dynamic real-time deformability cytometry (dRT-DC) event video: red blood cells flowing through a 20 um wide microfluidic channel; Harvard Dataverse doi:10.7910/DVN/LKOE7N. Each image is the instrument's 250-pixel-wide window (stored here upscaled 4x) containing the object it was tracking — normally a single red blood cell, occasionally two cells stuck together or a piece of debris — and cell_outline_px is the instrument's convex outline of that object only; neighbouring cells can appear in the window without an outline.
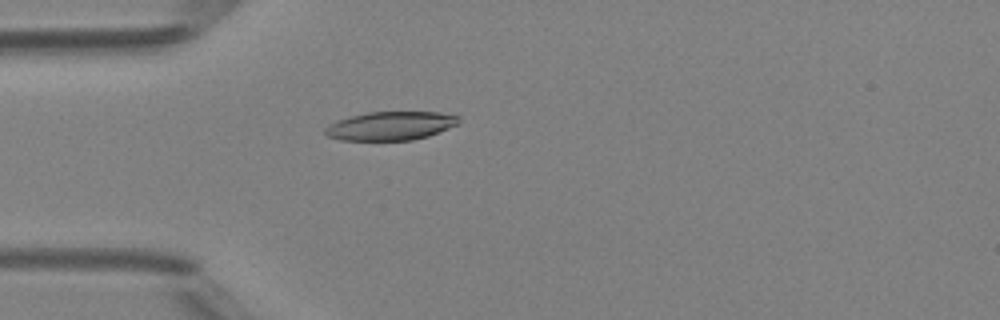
{"species": "Egyptian fruit bat (a non-hibernating species)", "species_latin": "Rousettus aegyptiacus", "temperature_condition": "room temperature", "stored_images_in_passage": 49, "camera_frame_rate_fps": 3000, "um_per_image_px": 0.085, "animal": {"sex": "female"}, "frame": {"image": 1, "passage_image": 14, "time_ms": 4.333, "image_size_px": [1000, 320], "cell_outline_px": [[460, 124], [428, 136], [412, 140], [340, 140], [328, 136], [324, 132], [324, 128], [328, 124], [336, 120], [368, 112], [440, 112], [460, 116]], "centroid_in_image_um": [33.22, 10.69], "position_along_channel_um": 51.8, "area_um2": 22.43}}
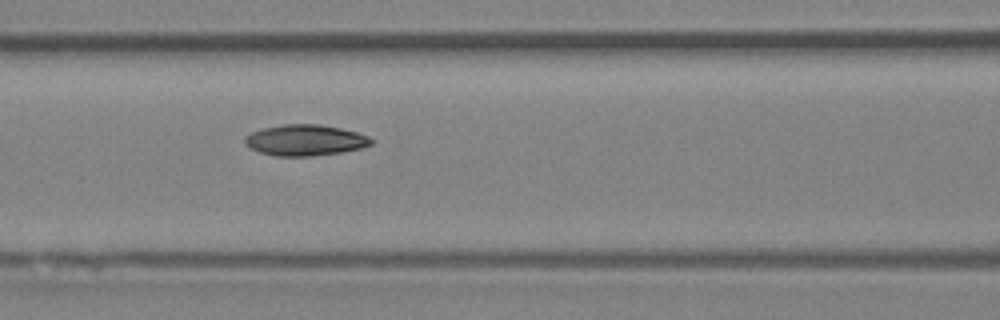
{"frame": {"image": 2, "passage_image": 21, "time_ms": 6.667, "image_size_px": [1000, 320], "cell_outline_px": [[372, 144], [360, 148], [340, 152], [308, 156], [276, 156], [260, 152], [244, 144], [244, 136], [252, 132], [264, 128], [284, 124], [320, 124], [340, 128], [356, 132], [368, 136], [372, 140]], "centroid_in_image_um": [25.91, 11.91], "position_along_channel_um": 140.7, "area_um2": 22.6}}
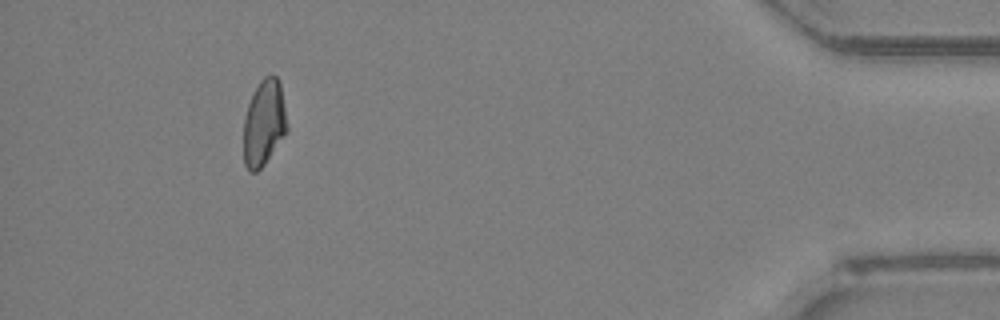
{"frame": {"image": 3, "passage_image": 45, "time_ms": 14.667, "image_size_px": [1000, 320], "cell_outline_px": [[288, 132], [264, 164], [256, 172], [248, 172], [244, 164], [244, 120], [248, 104], [260, 80], [264, 76], [276, 76], [280, 84], [288, 128]], "centroid_in_image_um": [22.44, 10.49], "position_along_channel_um": 412.8, "area_um2": 21.68}, "authors_computed_cell_mechanics": {"area_um2": 22.542, "velocity_mm_per_s": 4.2201, "shape_relaxation_time_tau1_ms": 5.419, "shape_relaxation_time_tau2_ms": null, "deformation_change_tau1": 0.1645, "deformation_change_tau2": null}}